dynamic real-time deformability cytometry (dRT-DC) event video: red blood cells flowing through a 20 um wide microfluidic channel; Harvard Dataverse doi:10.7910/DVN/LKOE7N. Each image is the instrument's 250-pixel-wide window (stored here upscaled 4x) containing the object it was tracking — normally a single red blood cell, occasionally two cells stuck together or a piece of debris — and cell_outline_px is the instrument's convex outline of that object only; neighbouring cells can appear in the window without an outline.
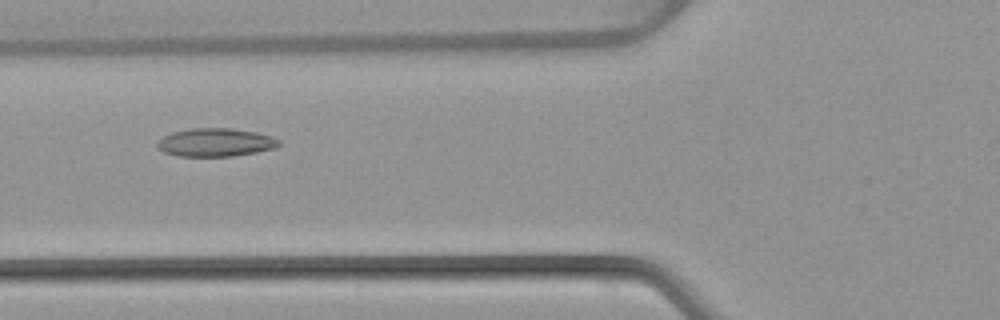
{"species": "common noctule bat (a hibernating species)", "species_latin": "Nyctalus noctula", "temperature_condition": "warm", "stored_images_in_passage": 6, "camera_frame_rate_fps": 3000, "um_per_image_px": 0.085, "animal": {"sex": "female", "body_mass_g": 22.7, "forearm_length_mm": 54.2}, "frame": {"image": 1, "passage_image": 5, "time_ms": 5.667, "image_size_px": [1000, 320], "cell_outline_px": [[280, 144], [276, 148], [256, 152], [232, 156], [180, 156], [164, 152], [156, 144], [164, 136], [172, 132], [192, 128], [228, 128], [256, 132], [272, 136], [280, 140]], "centroid_in_image_um": [18.36, 12.1], "position_along_channel_um": 107.4, "area_um2": 19.88}}
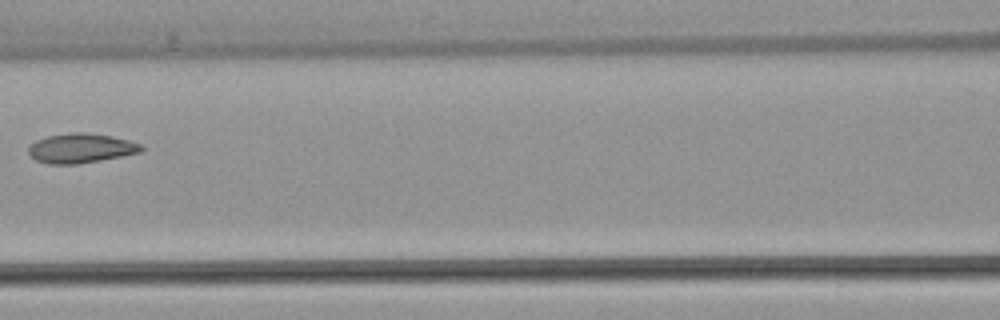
{"frame": {"image": 2, "passage_image": 6, "time_ms": 7.0, "image_size_px": [1000, 320], "cell_outline_px": [[144, 148], [140, 152], [100, 160], [76, 164], [48, 164], [36, 160], [28, 152], [28, 148], [36, 140], [48, 136], [72, 132], [84, 132], [112, 136], [128, 140], [140, 144]], "centroid_in_image_um": [6.86, 12.59], "position_along_channel_um": 159.7, "area_um2": 19.19}}